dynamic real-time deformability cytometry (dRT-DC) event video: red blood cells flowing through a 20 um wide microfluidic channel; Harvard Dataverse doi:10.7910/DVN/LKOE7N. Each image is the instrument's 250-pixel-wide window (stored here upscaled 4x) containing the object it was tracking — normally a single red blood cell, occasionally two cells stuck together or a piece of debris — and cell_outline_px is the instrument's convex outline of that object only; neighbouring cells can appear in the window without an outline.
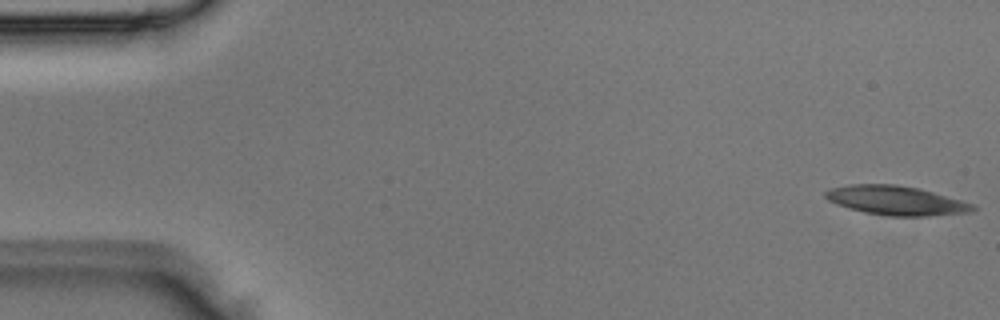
{"species": "Egyptian fruit bat (a non-hibernating species)", "species_latin": "Rousettus aegyptiacus", "temperature_condition": "room temperature", "stored_images_in_passage": 4, "camera_frame_rate_fps": 3000, "um_per_image_px": 0.085, "animal": {"sex": "male"}, "frame": {"image": 1, "passage_image": 1, "time_ms": 0.0, "image_size_px": [1000, 320], "cell_outline_px": [[980, 208], [972, 212], [928, 216], [888, 216], [864, 212], [848, 208], [836, 204], [828, 200], [824, 196], [824, 192], [828, 188], [848, 184], [896, 184], [920, 188], [976, 204]], "centroid_in_image_um": [76.2, 17.04], "position_along_channel_um": 8.8, "area_um2": 25.55}}
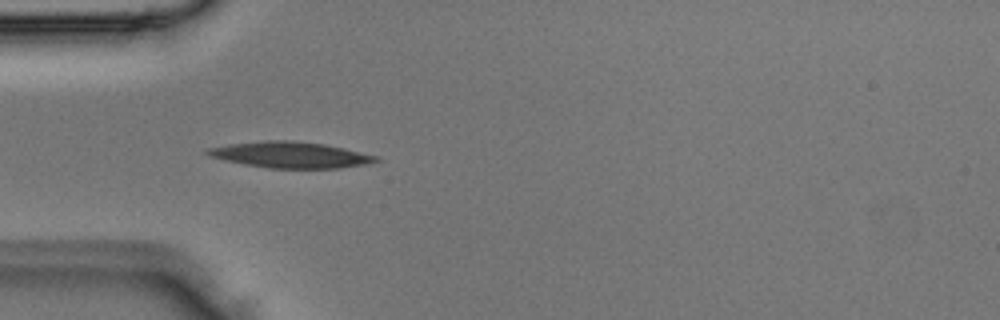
{"frame": {"image": 2, "passage_image": 4, "time_ms": 1.0, "image_size_px": [1000, 320], "cell_outline_px": [[380, 160], [364, 164], [340, 168], [268, 168], [244, 164], [208, 156], [204, 152], [204, 148], [228, 144], [268, 140], [292, 140], [324, 144], [344, 148], [376, 156]], "centroid_in_image_um": [24.61, 13.15], "position_along_channel_um": 60.4, "area_um2": 25.49}}